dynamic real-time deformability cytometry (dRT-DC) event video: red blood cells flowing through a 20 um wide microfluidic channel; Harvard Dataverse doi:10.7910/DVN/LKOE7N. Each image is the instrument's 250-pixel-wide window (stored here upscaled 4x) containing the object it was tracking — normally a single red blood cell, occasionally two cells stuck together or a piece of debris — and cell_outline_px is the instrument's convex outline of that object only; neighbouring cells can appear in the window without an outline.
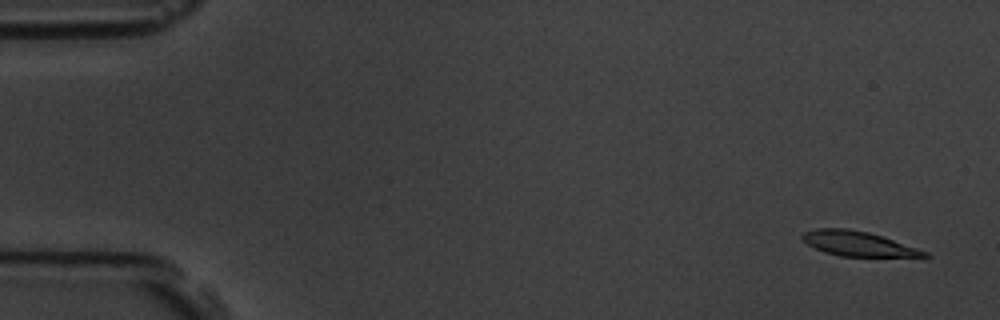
{"species": "common noctule bat (a hibernating species)", "species_latin": "Nyctalus noctula", "temperature_condition": "room temperature", "stored_images_in_passage": 4, "camera_frame_rate_fps": 3000, "um_per_image_px": 0.085, "animal": {"sex": "male", "body_mass_g": 19.5, "forearm_length_mm": 54.6}, "frame": {"image": 1, "passage_image": 1, "time_ms": 0.0, "image_size_px": [1000, 320], "cell_outline_px": [[932, 256], [840, 256], [824, 252], [808, 244], [800, 236], [804, 232], [816, 228], [848, 228], [868, 232], [928, 252]], "centroid_in_image_um": [72.87, 20.7], "position_along_channel_um": 12.1, "area_um2": 17.17}}
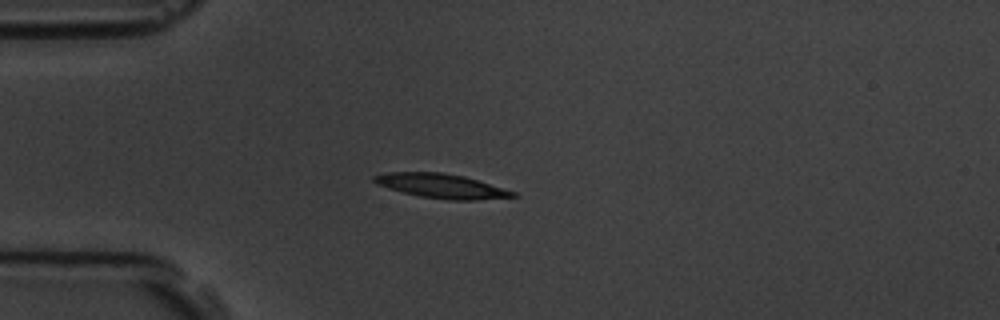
{"frame": {"image": 2, "passage_image": 4, "time_ms": 4.0, "image_size_px": [1000, 320], "cell_outline_px": [[520, 196], [476, 200], [448, 200], [420, 196], [388, 188], [376, 184], [372, 180], [372, 176], [388, 172], [440, 172], [464, 176], [516, 192]], "centroid_in_image_um": [37.52, 15.81], "position_along_channel_um": 47.5, "area_um2": 19.59}}